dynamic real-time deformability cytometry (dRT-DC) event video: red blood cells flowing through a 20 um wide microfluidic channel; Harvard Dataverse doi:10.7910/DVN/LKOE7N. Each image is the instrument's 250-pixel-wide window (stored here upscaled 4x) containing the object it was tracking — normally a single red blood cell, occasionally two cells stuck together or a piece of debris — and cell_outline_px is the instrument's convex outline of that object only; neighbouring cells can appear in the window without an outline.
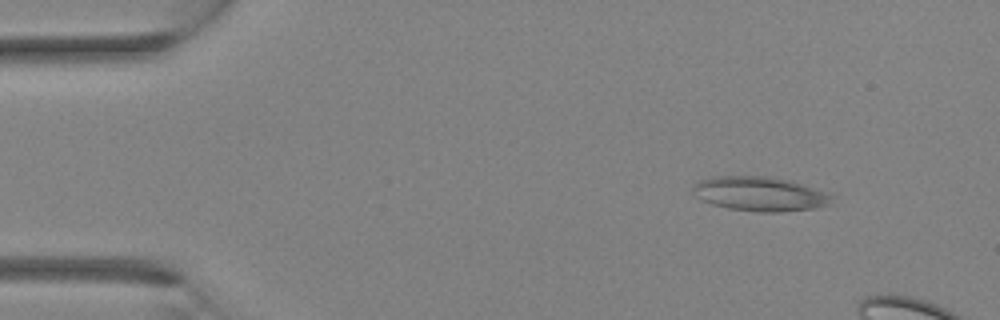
{"species": "Egyptian fruit bat (a non-hibernating species)", "species_latin": "Rousettus aegyptiacus", "temperature_condition": "room temperature", "stored_images_in_passage": 8, "camera_frame_rate_fps": 3000, "um_per_image_px": 0.085, "animal": {"sex": "female"}, "frame": {"image": 1, "passage_image": 4, "time_ms": 1.0, "image_size_px": [1000, 320], "cell_outline_px": [[836, 196], [832, 204], [816, 208], [780, 212], [756, 212], [728, 208], [712, 204], [700, 200], [692, 192], [692, 188], [696, 180], [712, 176], [768, 176], [792, 180]], "centroid_in_image_um": [64.59, 16.47], "position_along_channel_um": 20.4, "area_um2": 28.38}}